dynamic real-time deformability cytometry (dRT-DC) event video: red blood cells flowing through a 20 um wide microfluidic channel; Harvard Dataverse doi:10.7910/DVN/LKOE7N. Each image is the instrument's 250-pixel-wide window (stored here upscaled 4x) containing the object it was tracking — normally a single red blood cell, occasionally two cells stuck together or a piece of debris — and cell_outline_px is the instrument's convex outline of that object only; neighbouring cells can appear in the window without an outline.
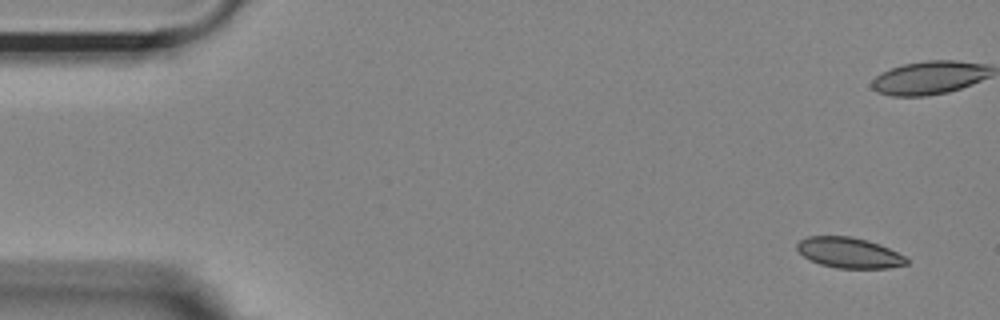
{"species": "Egyptian fruit bat (a non-hibernating species)", "species_latin": "Rousettus aegyptiacus", "temperature_condition": "room temperature", "stored_images_in_passage": 53, "camera_frame_rate_fps": 3000, "um_per_image_px": 0.085, "animal": {"sex": "female"}, "frame": {"image": 1, "passage_image": 1, "time_ms": 0.0, "image_size_px": [1000, 320], "cell_outline_px": [[908, 264], [888, 268], [836, 268], [820, 264], [804, 256], [796, 248], [796, 244], [800, 240], [808, 236], [852, 236], [868, 240], [880, 244], [904, 256], [908, 260]], "centroid_in_image_um": [72.17, 21.47], "position_along_channel_um": 12.8, "area_um2": 19.42}}
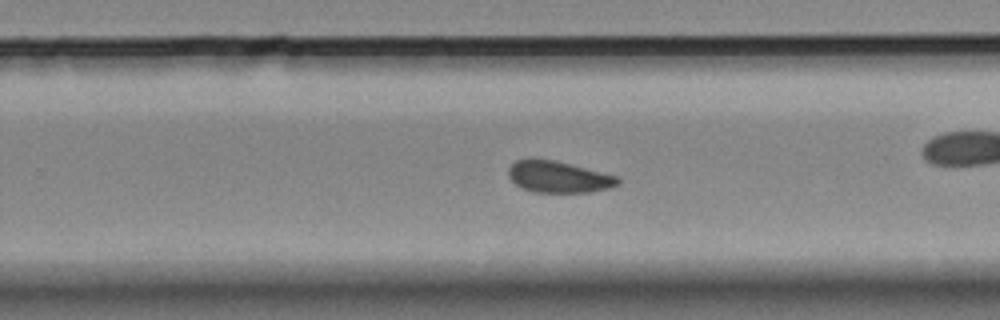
{"frame": {"image": 2, "passage_image": 32, "time_ms": 10.333, "image_size_px": [1000, 320], "cell_outline_px": [[620, 184], [612, 188], [588, 192], [532, 192], [516, 184], [508, 176], [508, 168], [516, 160], [552, 160], [616, 176], [620, 180]], "centroid_in_image_um": [47.48, 15.06], "position_along_channel_um": 282.3, "area_um2": 19.59}}
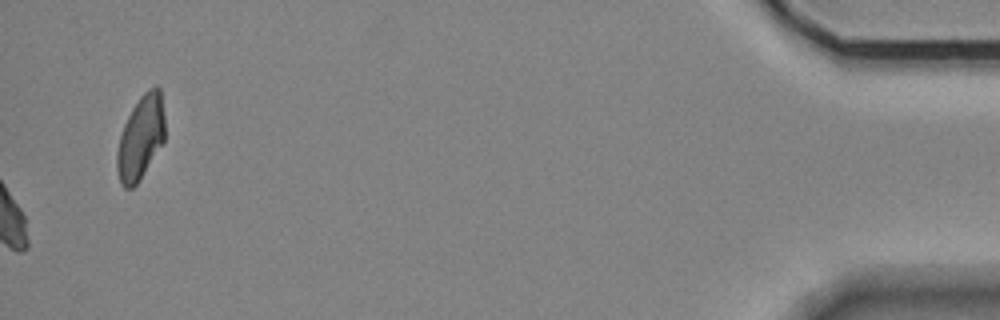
{"frame": {"image": 3, "passage_image": 53, "time_ms": 17.333, "image_size_px": [1000, 320], "cell_outline_px": [[164, 140], [140, 180], [132, 188], [124, 188], [120, 184], [116, 168], [116, 152], [120, 136], [124, 124], [132, 108], [140, 96], [148, 88], [156, 84], [160, 88], [164, 116]], "centroid_in_image_um": [11.94, 11.69], "position_along_channel_um": 423.3, "area_um2": 23.47}, "authors_computed_cell_mechanics": {"area_um2": 20.5768, "velocity_mm_per_s": 3.6746, "shape_relaxation_time_tau1_ms": 3.6688, "shape_relaxation_time_tau2_ms": 1.6326, "deformation_change_tau1": 0.072, "deformation_change_tau2": 0.0481}}